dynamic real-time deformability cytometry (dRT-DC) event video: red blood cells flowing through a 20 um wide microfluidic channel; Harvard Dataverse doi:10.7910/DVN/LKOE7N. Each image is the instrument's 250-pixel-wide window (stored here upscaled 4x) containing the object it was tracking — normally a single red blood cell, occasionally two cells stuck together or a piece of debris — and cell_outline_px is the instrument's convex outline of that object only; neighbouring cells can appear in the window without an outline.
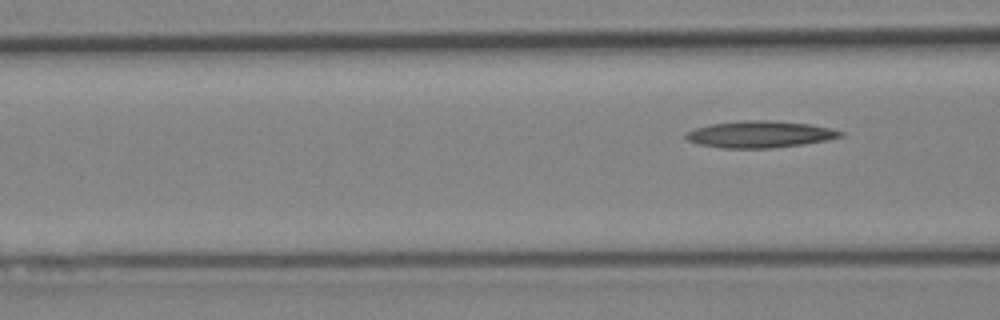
{"species": "Egyptian fruit bat (a non-hibernating species)", "species_latin": "Rousettus aegyptiacus", "temperature_condition": "cold", "stored_images_in_passage": 5, "segment_of_instrument_passage": [2, 2], "camera_frame_rate_fps": 3000, "um_per_image_px": 0.085, "animal": {"sex": "female"}, "frame": {"image": 1, "passage_image": 5, "time_ms": 5.333, "image_size_px": [1000, 320], "cell_outline_px": [[844, 136], [804, 144], [772, 148], [720, 148], [700, 144], [688, 140], [684, 136], [684, 132], [696, 128], [712, 124], [744, 120], [768, 120], [808, 124], [828, 128], [844, 132]], "centroid_in_image_um": [64.56, 11.42], "position_along_channel_um": 102.0, "area_um2": 23.87}}